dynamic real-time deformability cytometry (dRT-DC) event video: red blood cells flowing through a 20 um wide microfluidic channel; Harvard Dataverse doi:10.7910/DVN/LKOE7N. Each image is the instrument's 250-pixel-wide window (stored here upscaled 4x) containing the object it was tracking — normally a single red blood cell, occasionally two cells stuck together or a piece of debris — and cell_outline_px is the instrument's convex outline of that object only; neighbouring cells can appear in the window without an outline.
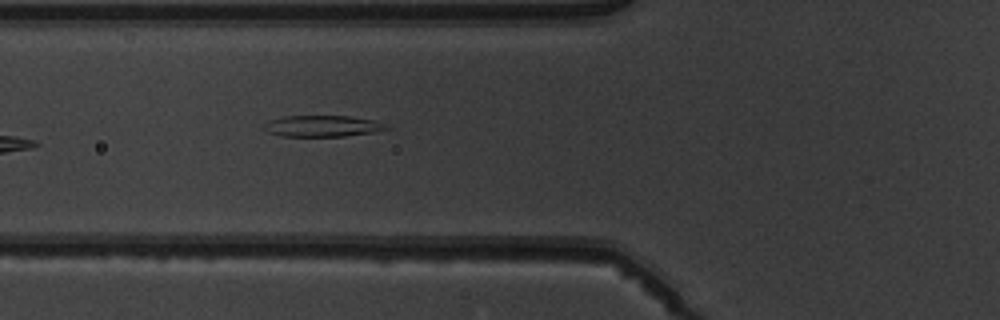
{"species": "common noctule bat (a hibernating species)", "species_latin": "Nyctalus noctula", "temperature_condition": "warm", "stored_images_in_passage": 6, "camera_frame_rate_fps": 3000, "um_per_image_px": 0.085, "animal": {"sex": "male", "body_mass_g": 19.5, "forearm_length_mm": 54.6}, "frame": {"image": 1, "passage_image": 6, "time_ms": 6.667, "image_size_px": [1000, 320], "cell_outline_px": [[392, 128], [376, 132], [344, 136], [280, 136], [268, 132], [264, 128], [264, 124], [268, 120], [284, 116], [348, 116], [376, 120]], "centroid_in_image_um": [27.43, 10.71], "position_along_channel_um": 98.4, "area_um2": 15.26}}